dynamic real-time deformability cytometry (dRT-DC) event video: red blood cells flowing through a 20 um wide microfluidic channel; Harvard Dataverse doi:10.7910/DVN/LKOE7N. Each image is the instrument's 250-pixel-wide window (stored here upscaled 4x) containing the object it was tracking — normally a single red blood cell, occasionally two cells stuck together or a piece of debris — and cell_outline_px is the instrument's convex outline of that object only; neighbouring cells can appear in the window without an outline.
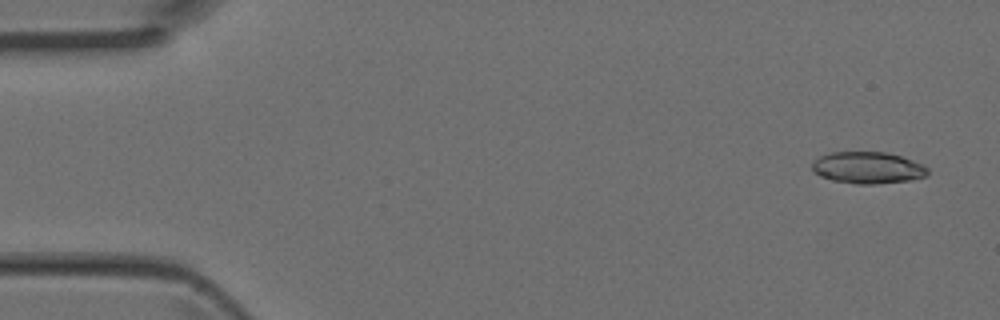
{"species": "Egyptian fruit bat (a non-hibernating species)", "species_latin": "Rousettus aegyptiacus", "temperature_condition": "room temperature", "stored_images_in_passage": 14, "camera_frame_rate_fps": 3000, "um_per_image_px": 0.085, "animal": {"sex": "female"}, "frame": {"image": 1, "passage_image": 2, "time_ms": 0.333, "image_size_px": [1000, 320], "cell_outline_px": [[928, 172], [924, 176], [912, 180], [876, 184], [856, 184], [832, 180], [820, 176], [812, 168], [812, 160], [820, 156], [832, 152], [884, 152], [900, 156], [912, 160], [928, 168]], "centroid_in_image_um": [73.73, 14.26], "position_along_channel_um": 11.3, "area_um2": 21.27}}
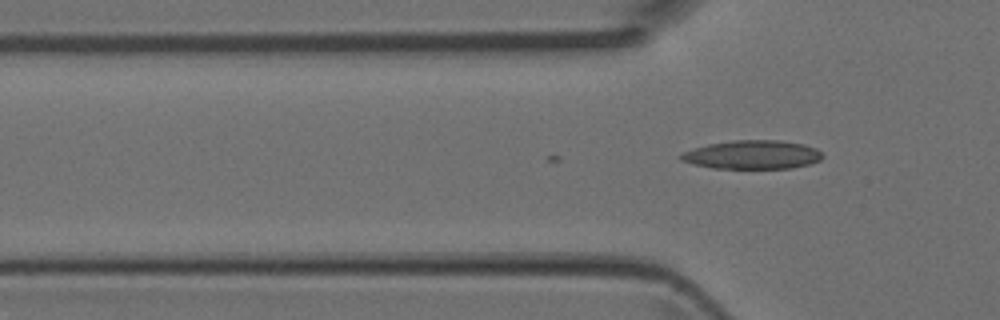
{"frame": {"image": 2, "passage_image": 14, "time_ms": 4.333, "image_size_px": [1000, 320], "cell_outline_px": [[824, 156], [820, 160], [808, 164], [792, 168], [712, 168], [692, 164], [680, 160], [676, 156], [680, 152], [708, 144], [732, 140], [780, 140], [804, 144], [816, 148]], "centroid_in_image_um": [63.9, 13.14], "position_along_channel_um": 61.9, "area_um2": 23.87}}